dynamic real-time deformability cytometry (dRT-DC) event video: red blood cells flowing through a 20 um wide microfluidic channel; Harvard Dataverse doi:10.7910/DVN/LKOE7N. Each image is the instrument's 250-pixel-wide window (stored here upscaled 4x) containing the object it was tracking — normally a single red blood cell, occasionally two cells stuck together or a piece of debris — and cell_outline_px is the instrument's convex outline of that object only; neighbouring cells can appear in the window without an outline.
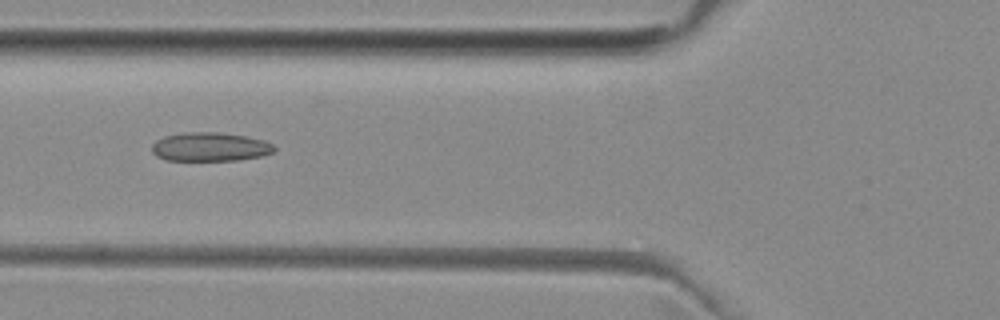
{"species": "common noctule bat (a hibernating species)", "species_latin": "Nyctalus noctula", "temperature_condition": "room temperature", "stored_images_in_passage": 38, "camera_frame_rate_fps": 3000, "um_per_image_px": 0.085, "animal": {"sex": "female", "body_mass_g": 29.2, "forearm_length_mm": 56.3}, "frame": {"image": 1, "passage_image": 6, "time_ms": 1.667, "image_size_px": [1000, 320], "cell_outline_px": [[276, 148], [272, 152], [260, 156], [236, 160], [168, 160], [156, 156], [152, 152], [152, 144], [156, 140], [164, 136], [184, 132], [216, 132], [244, 136], [264, 140], [272, 144]], "centroid_in_image_um": [17.82, 12.48], "position_along_channel_um": 108.0, "area_um2": 20.4}}
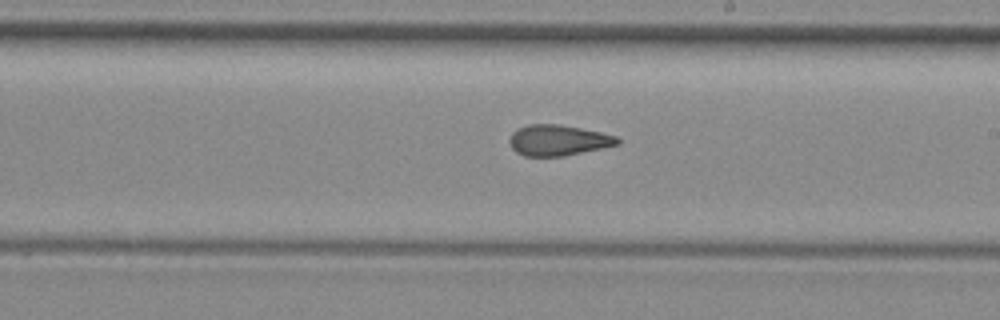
{"frame": {"image": 2, "passage_image": 16, "time_ms": 5.0, "image_size_px": [1000, 320], "cell_outline_px": [[620, 144], [564, 156], [524, 156], [516, 152], [512, 148], [508, 140], [512, 132], [528, 124], [556, 124], [580, 128], [600, 132], [616, 136], [620, 140]], "centroid_in_image_um": [47.42, 11.92], "position_along_channel_um": 241.6, "area_um2": 19.25}}
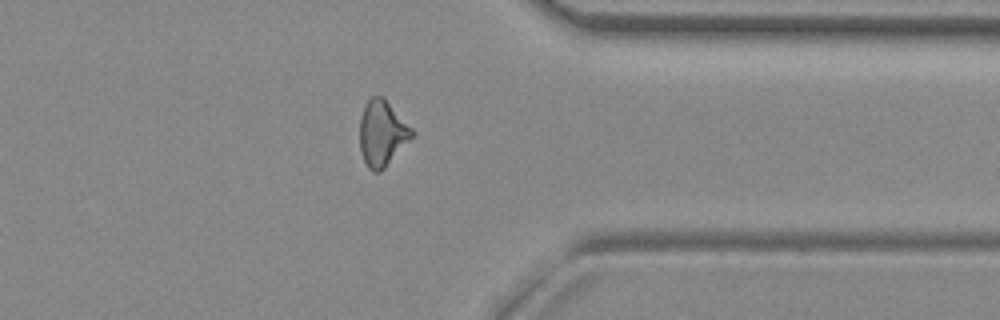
{"frame": {"image": 3, "passage_image": 27, "time_ms": 8.667, "image_size_px": [1000, 320], "cell_outline_px": [[416, 132], [384, 168], [380, 172], [372, 172], [368, 168], [360, 152], [360, 116], [364, 104], [372, 96], [384, 96]], "centroid_in_image_um": [32.47, 11.3], "position_along_channel_um": 378.9, "area_um2": 20.06}, "authors_computed_cell_mechanics": {"area_um2": 19.3341, "velocity_mm_per_s": 4.004, "shape_relaxation_time_tau1_ms": null, "shape_relaxation_time_tau2_ms": 2.2533, "deformation_change_tau1": null, "deformation_change_tau2": 0.1047}}